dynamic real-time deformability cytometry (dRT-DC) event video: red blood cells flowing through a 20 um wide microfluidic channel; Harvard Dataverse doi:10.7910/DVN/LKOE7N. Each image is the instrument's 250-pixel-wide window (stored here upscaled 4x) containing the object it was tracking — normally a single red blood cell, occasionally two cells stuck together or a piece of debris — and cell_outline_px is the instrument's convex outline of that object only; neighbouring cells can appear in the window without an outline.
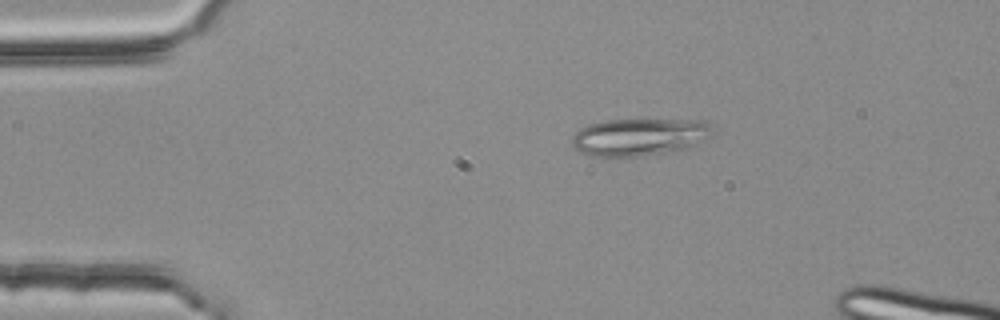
{"species": "common noctule bat (a hibernating species)", "species_latin": "Nyctalus noctula", "temperature_condition": "room temperature", "stored_images_in_passage": 2, "camera_frame_rate_fps": 3000, "um_per_image_px": 0.085, "animal": {"sex": "female", "body_mass_g": 25.1}, "frame": {"image": 1, "passage_image": 2, "time_ms": 0.333, "image_size_px": [1000, 320], "cell_outline_px": [[712, 136], [688, 148], [644, 156], [588, 156], [580, 152], [572, 144], [572, 136], [580, 128], [588, 124], [604, 120], [708, 120], [712, 124]], "centroid_in_image_um": [54.37, 11.63], "position_along_channel_um": 30.6, "area_um2": 30.81}}